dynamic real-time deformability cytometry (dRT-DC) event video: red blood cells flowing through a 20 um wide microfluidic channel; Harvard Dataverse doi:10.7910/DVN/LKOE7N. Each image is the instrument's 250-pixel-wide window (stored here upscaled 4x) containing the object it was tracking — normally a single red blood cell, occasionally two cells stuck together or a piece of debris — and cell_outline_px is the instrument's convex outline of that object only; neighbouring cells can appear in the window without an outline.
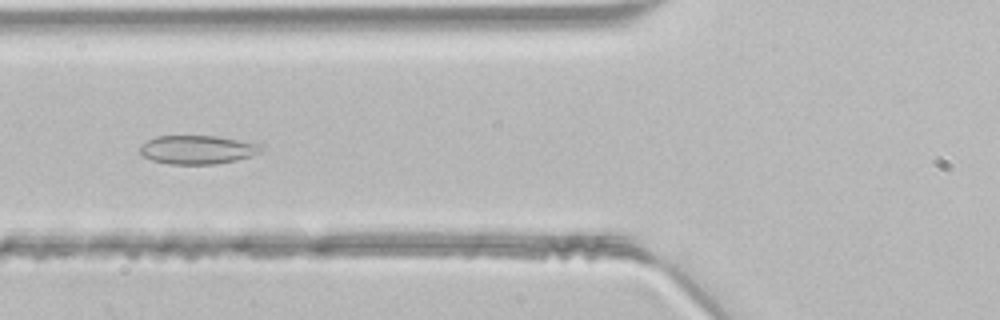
{"species": "common noctule bat (a hibernating species)", "species_latin": "Nyctalus noctula", "temperature_condition": "room temperature", "stored_images_in_passage": 34, "segment_of_instrument_passage": [1, 2], "camera_frame_rate_fps": 3000, "um_per_image_px": 0.085, "animal": {"sex": "male", "body_mass_g": 21.5, "forearm_length_mm": 52.0}, "frame": {"image": 1, "passage_image": 5, "time_ms": 1.333, "image_size_px": [1000, 320], "cell_outline_px": [[264, 148], [260, 152], [252, 156], [236, 160], [212, 164], [168, 164], [152, 160], [144, 156], [140, 152], [140, 144], [156, 136], [216, 136], [264, 144]], "centroid_in_image_um": [16.81, 12.72], "position_along_channel_um": 109.0, "area_um2": 20.35}}
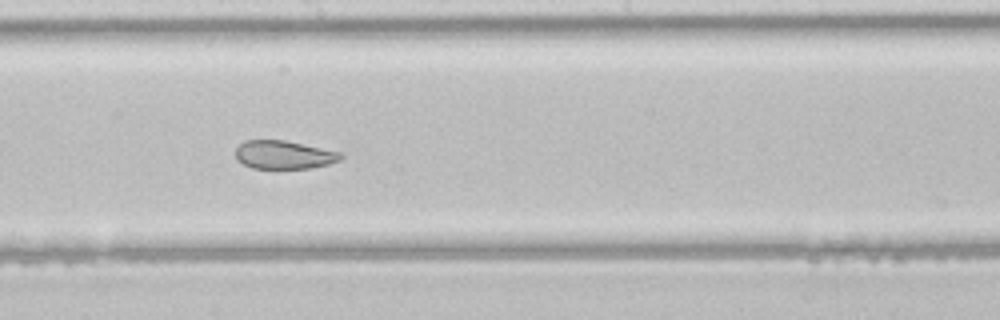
{"frame": {"image": 2, "passage_image": 13, "time_ms": 4.0, "image_size_px": [1000, 320], "cell_outline_px": [[344, 156], [340, 160], [328, 164], [308, 168], [252, 168], [236, 160], [236, 148], [244, 140], [284, 140], [344, 152]], "centroid_in_image_um": [24.16, 13.15], "position_along_channel_um": 224.0, "area_um2": 17.46}}
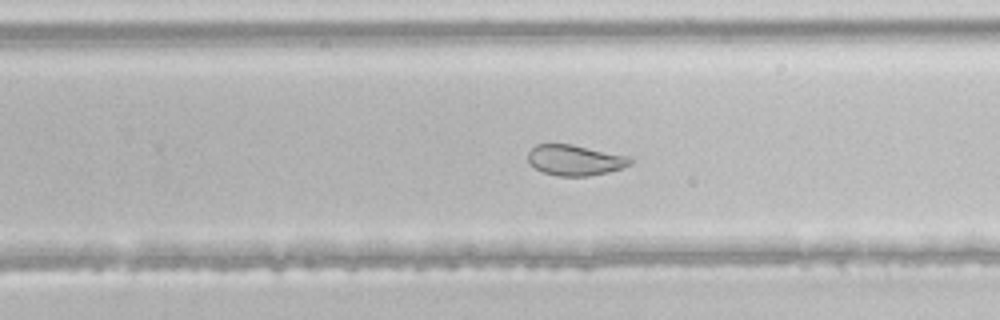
{"frame": {"image": 3, "passage_image": 17, "time_ms": 5.333, "image_size_px": [1000, 320], "cell_outline_px": [[632, 164], [624, 168], [608, 172], [588, 176], [560, 176], [544, 172], [536, 168], [528, 160], [528, 152], [536, 144], [572, 144], [628, 156], [632, 160]], "centroid_in_image_um": [48.9, 13.61], "position_along_channel_um": 280.9, "area_um2": 18.15}}